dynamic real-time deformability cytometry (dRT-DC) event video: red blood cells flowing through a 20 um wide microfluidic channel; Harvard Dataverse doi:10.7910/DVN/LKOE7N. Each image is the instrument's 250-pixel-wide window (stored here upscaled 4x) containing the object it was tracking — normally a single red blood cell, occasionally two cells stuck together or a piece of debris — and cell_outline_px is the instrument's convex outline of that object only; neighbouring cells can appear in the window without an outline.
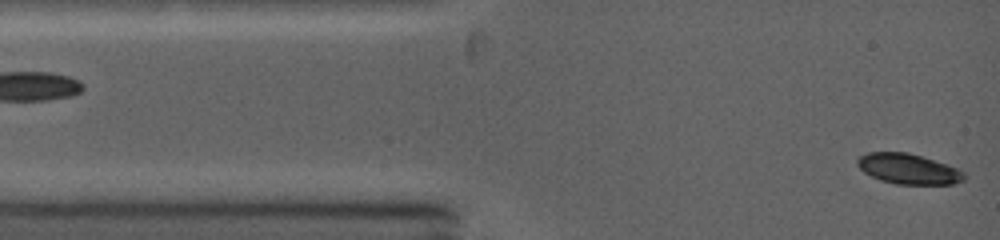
{"species": "common noctule bat (a hibernating species)", "species_latin": "Nyctalus noctula", "temperature_condition": "warm", "stored_images_in_passage": 8, "camera_frame_rate_fps": 5000, "um_per_image_px": 0.085, "animal": {"sex": "female", "body_mass_g": 19.0, "forearm_length_mm": 53.3}, "frame": {"image": 1, "passage_image": 1, "time_ms": 0.0, "image_size_px": [1000, 240], "cell_outline_px": [[964, 180], [952, 184], [896, 184], [880, 180], [864, 172], [856, 164], [856, 160], [860, 156], [868, 152], [908, 152], [948, 164], [964, 172]], "centroid_in_image_um": [77.19, 14.35], "position_along_channel_um": 7.8, "area_um2": 18.84}}
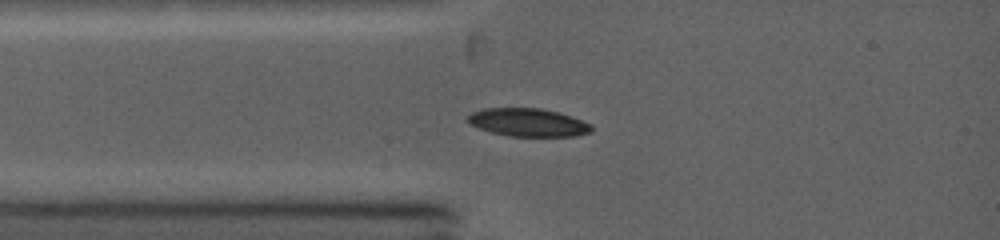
{"frame": {"image": 2, "passage_image": 6, "time_ms": 2.0, "image_size_px": [1000, 240], "cell_outline_px": [[592, 132], [576, 136], [508, 136], [492, 132], [480, 128], [472, 124], [468, 120], [468, 116], [472, 112], [484, 108], [540, 108], [560, 112], [572, 116], [592, 124]], "centroid_in_image_um": [44.95, 10.4], "position_along_channel_um": 40.1, "area_um2": 20.23}}
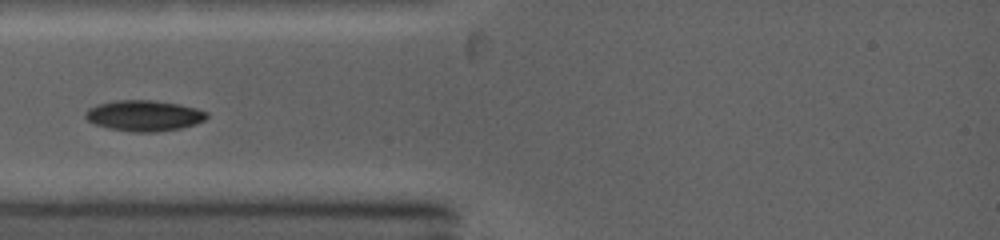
{"frame": {"image": 3, "passage_image": 7, "time_ms": 2.8, "image_size_px": [1000, 240], "cell_outline_px": [[208, 116], [204, 120], [196, 124], [180, 128], [156, 132], [136, 132], [108, 128], [96, 124], [88, 120], [84, 116], [84, 112], [88, 108], [100, 104], [116, 100], [152, 100], [180, 104], [196, 108], [208, 112]], "centroid_in_image_um": [12.26, 9.83], "position_along_channel_um": 72.7, "area_um2": 21.73}}